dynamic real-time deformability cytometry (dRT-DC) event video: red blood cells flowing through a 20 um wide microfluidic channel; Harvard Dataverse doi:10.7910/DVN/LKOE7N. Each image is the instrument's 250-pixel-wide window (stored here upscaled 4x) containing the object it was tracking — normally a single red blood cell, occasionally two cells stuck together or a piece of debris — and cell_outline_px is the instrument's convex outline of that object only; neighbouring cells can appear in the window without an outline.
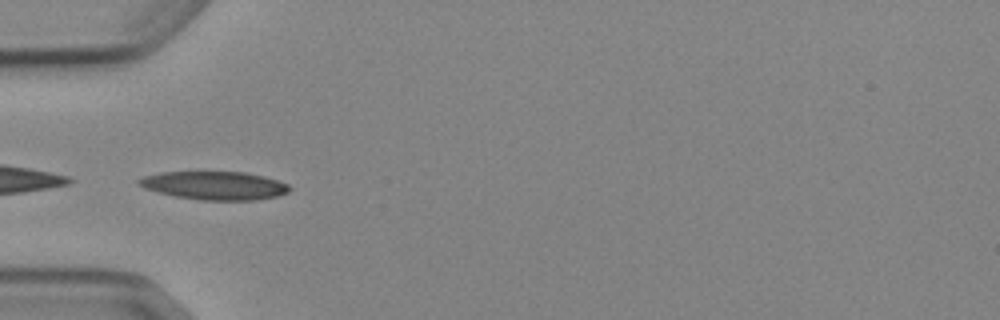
{"species": "Egyptian fruit bat (a non-hibernating species)", "species_latin": "Rousettus aegyptiacus", "temperature_condition": "cold", "stored_images_in_passage": 6, "camera_frame_rate_fps": 3000, "um_per_image_px": 0.085, "animal": {"sex": "female"}, "frame": {"image": 1, "passage_image": 4, "time_ms": 4.333, "image_size_px": [1000, 320], "cell_outline_px": [[292, 188], [288, 192], [276, 196], [256, 200], [200, 200], [176, 196], [144, 188], [136, 184], [136, 180], [144, 176], [160, 172], [244, 172], [264, 176], [288, 184]], "centroid_in_image_um": [18.23, 15.76], "position_along_channel_um": 66.8, "area_um2": 24.8}}
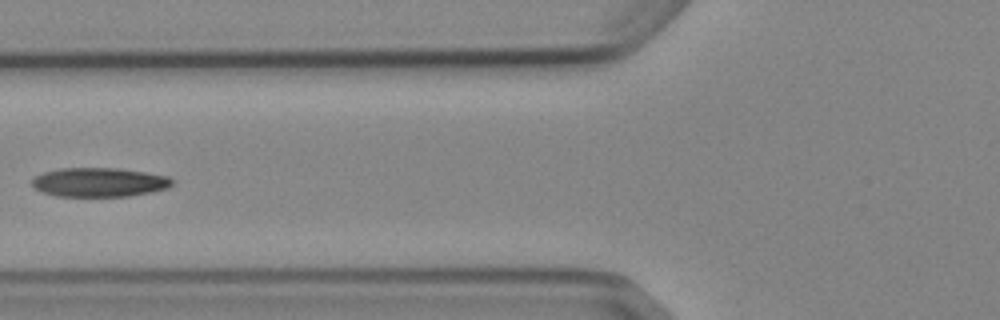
{"frame": {"image": 2, "passage_image": 5, "time_ms": 5.667, "image_size_px": [1000, 320], "cell_outline_px": [[172, 184], [168, 188], [152, 192], [128, 196], [56, 196], [44, 192], [36, 188], [32, 184], [32, 176], [44, 172], [60, 168], [120, 168], [168, 176], [172, 180]], "centroid_in_image_um": [8.43, 15.48], "position_along_channel_um": 117.4, "area_um2": 23.76}}
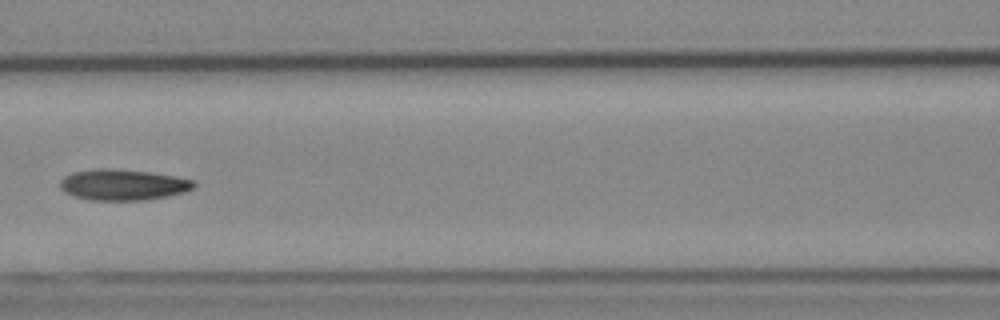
{"frame": {"image": 3, "passage_image": 6, "time_ms": 6.667, "image_size_px": [1000, 320], "cell_outline_px": [[196, 184], [192, 188], [184, 192], [144, 200], [92, 200], [76, 196], [64, 192], [60, 188], [60, 180], [64, 176], [72, 172], [96, 168], [112, 168], [148, 172], [176, 176], [192, 180]], "centroid_in_image_um": [10.41, 15.69], "position_along_channel_um": 156.2, "area_um2": 23.99}}